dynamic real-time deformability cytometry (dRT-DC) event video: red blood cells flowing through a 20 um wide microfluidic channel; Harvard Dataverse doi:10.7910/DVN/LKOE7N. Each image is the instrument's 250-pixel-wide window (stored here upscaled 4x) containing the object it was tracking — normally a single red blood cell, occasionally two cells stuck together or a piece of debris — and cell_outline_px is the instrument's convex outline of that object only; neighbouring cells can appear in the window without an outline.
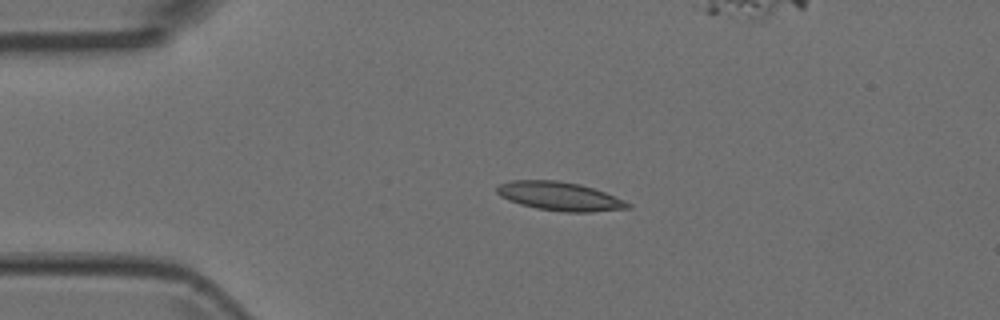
{"species": "Egyptian fruit bat (a non-hibernating species)", "species_latin": "Rousettus aegyptiacus", "temperature_condition": "room temperature", "stored_images_in_passage": 6, "camera_frame_rate_fps": 3000, "um_per_image_px": 0.085, "animal": {"sex": "female"}, "frame": {"image": 1, "passage_image": 4, "time_ms": 1.0, "image_size_px": [1000, 320], "cell_outline_px": [[632, 208], [592, 212], [564, 212], [536, 208], [520, 204], [508, 200], [500, 196], [496, 192], [496, 188], [500, 184], [512, 180], [556, 180], [580, 184], [604, 192], [624, 200], [632, 204]], "centroid_in_image_um": [47.58, 16.69], "position_along_channel_um": 37.4, "area_um2": 21.91}}